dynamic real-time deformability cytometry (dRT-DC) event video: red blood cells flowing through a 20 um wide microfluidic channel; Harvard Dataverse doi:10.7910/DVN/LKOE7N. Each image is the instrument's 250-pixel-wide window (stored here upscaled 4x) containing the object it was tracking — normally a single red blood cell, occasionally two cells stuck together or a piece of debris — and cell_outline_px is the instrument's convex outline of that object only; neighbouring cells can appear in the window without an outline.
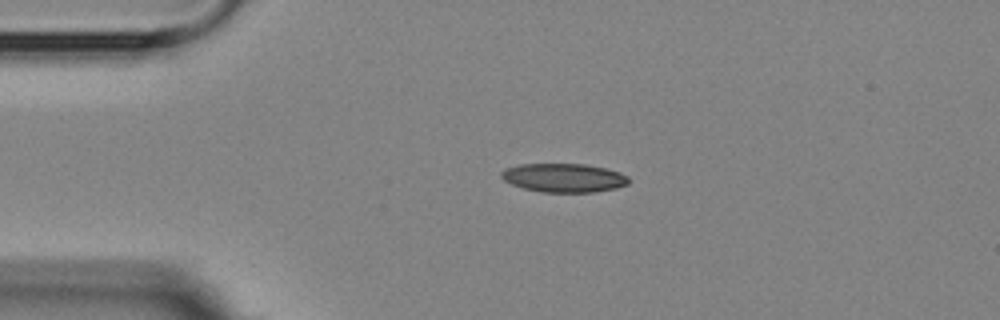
{"species": "Egyptian fruit bat (a non-hibernating species)", "species_latin": "Rousettus aegyptiacus", "temperature_condition": "room temperature", "stored_images_in_passage": 3, "segment_of_instrument_passage": [1, 2], "camera_frame_rate_fps": 3000, "um_per_image_px": 0.085, "animal": {"sex": "female"}, "frame": {"image": 1, "passage_image": 1, "time_ms": 0.0, "image_size_px": [1000, 320], "cell_outline_px": [[628, 184], [616, 188], [596, 192], [540, 192], [524, 188], [512, 184], [504, 180], [500, 176], [500, 172], [504, 168], [520, 164], [584, 164], [608, 168], [620, 172], [628, 176]], "centroid_in_image_um": [47.92, 15.11], "position_along_channel_um": 37.1, "area_um2": 21.5}}